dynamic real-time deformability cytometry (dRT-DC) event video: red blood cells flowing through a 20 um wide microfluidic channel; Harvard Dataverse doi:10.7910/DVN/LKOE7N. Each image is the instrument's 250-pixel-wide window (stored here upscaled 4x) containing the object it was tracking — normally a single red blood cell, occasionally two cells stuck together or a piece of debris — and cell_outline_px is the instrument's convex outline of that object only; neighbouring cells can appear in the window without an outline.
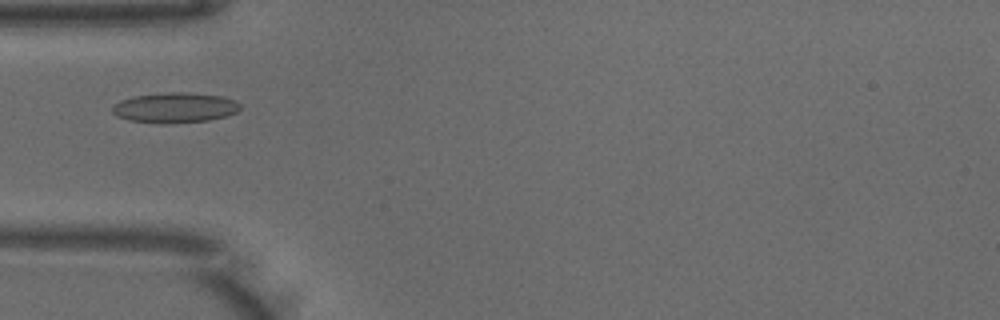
{"species": "common noctule bat (a hibernating species)", "species_latin": "Nyctalus noctula", "temperature_condition": "warm", "stored_images_in_passage": 33, "camera_frame_rate_fps": 3000, "um_per_image_px": 0.085, "animal": {"sex": "male", "body_mass_g": 18.8}, "frame": {"image": 1, "passage_image": 2, "time_ms": 0.333, "image_size_px": [1000, 320], "cell_outline_px": [[240, 108], [236, 112], [224, 116], [208, 120], [164, 124], [128, 120], [116, 116], [112, 112], [112, 104], [120, 100], [136, 96], [168, 92], [184, 92], [220, 96], [236, 100], [240, 104]], "centroid_in_image_um": [14.83, 9.15], "position_along_channel_um": 70.2, "area_um2": 22.43}}
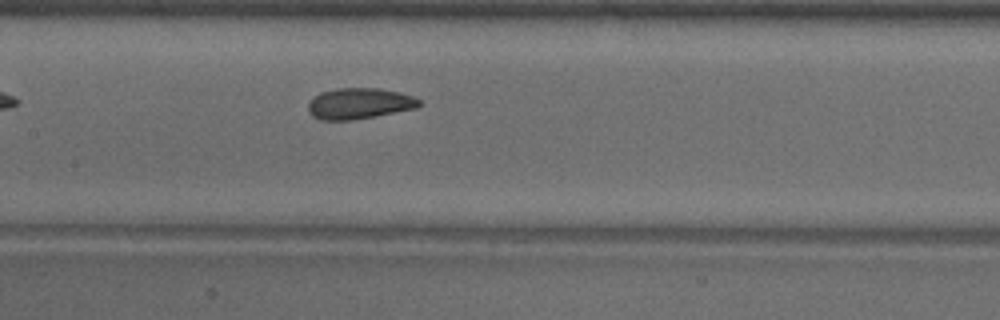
{"frame": {"image": 2, "passage_image": 10, "time_ms": 3.0, "image_size_px": [1000, 320], "cell_outline_px": [[420, 104], [416, 108], [376, 116], [352, 120], [320, 120], [312, 116], [308, 112], [308, 104], [320, 92], [336, 88], [380, 88], [400, 92], [412, 96], [420, 100]], "centroid_in_image_um": [30.53, 8.8], "position_along_channel_um": 176.9, "area_um2": 20.06}}
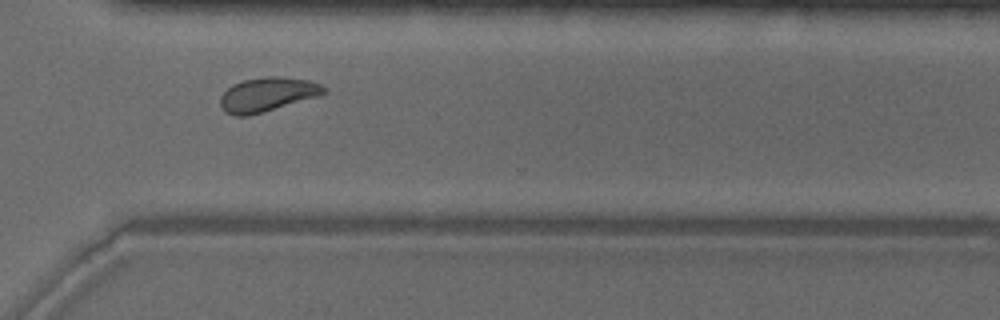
{"frame": {"image": 3, "passage_image": 23, "time_ms": 7.333, "image_size_px": [1000, 320], "cell_outline_px": [[328, 92], [320, 96], [248, 116], [236, 116], [224, 112], [220, 104], [220, 96], [232, 84], [244, 80], [268, 76], [276, 76], [308, 80], [320, 84], [328, 88]], "centroid_in_image_um": [22.74, 8.03], "position_along_channel_um": 347.9, "area_um2": 20.69}, "authors_computed_cell_mechanics": {"area_um2": 20.0566, "velocity_mm_per_s": 3.9511, "shape_relaxation_time_tau1_ms": 4.6286, "shape_relaxation_time_tau2_ms": 1.5265, "deformation_change_tau1": 0.1163, "deformation_change_tau2": 0.0798}}